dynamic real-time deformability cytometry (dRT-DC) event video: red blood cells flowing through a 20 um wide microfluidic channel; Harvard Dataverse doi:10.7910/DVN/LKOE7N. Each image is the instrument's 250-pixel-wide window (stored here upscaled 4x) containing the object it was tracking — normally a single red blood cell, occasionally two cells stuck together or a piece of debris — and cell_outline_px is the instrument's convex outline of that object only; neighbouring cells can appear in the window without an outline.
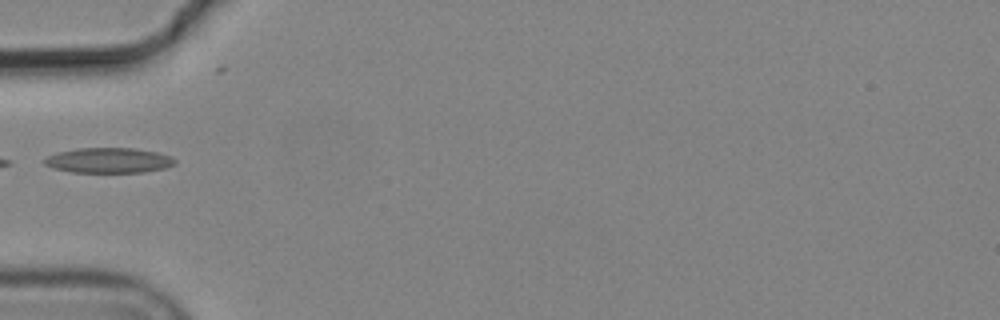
{"species": "common noctule bat (a hibernating species)", "species_latin": "Nyctalus noctula", "temperature_condition": "cold", "stored_images_in_passage": 3, "camera_frame_rate_fps": 3000, "um_per_image_px": 0.085, "animal": {"sex": "male", "body_mass_g": 19.2, "forearm_length_mm": 51.8}, "frame": {"image": 1, "passage_image": 2, "time_ms": 0.333, "image_size_px": [1000, 320], "cell_outline_px": [[176, 164], [164, 168], [144, 172], [72, 172], [52, 168], [44, 164], [40, 160], [56, 152], [80, 148], [132, 148], [156, 152], [172, 156], [176, 160]], "centroid_in_image_um": [9.21, 13.63], "position_along_channel_um": 75.8, "area_um2": 19.25}}
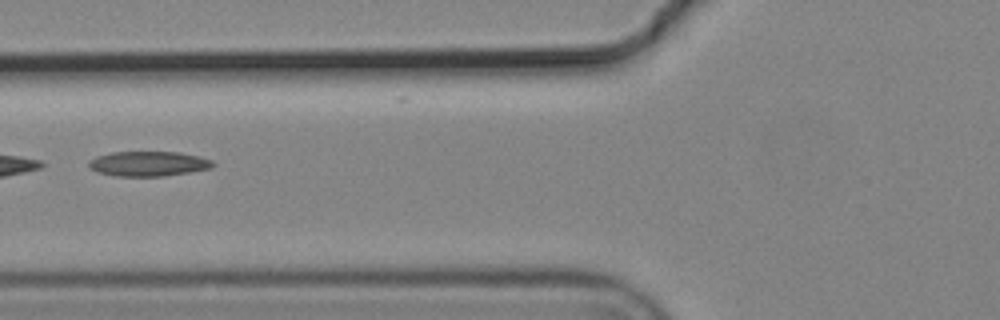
{"frame": {"image": 2, "passage_image": 3, "time_ms": 0.667, "image_size_px": [1000, 320], "cell_outline_px": [[216, 164], [212, 168], [164, 176], [116, 176], [96, 172], [88, 168], [88, 160], [96, 156], [112, 152], [180, 152], [200, 156], [212, 160]], "centroid_in_image_um": [12.6, 13.91], "position_along_channel_um": 113.2, "area_um2": 18.21}}